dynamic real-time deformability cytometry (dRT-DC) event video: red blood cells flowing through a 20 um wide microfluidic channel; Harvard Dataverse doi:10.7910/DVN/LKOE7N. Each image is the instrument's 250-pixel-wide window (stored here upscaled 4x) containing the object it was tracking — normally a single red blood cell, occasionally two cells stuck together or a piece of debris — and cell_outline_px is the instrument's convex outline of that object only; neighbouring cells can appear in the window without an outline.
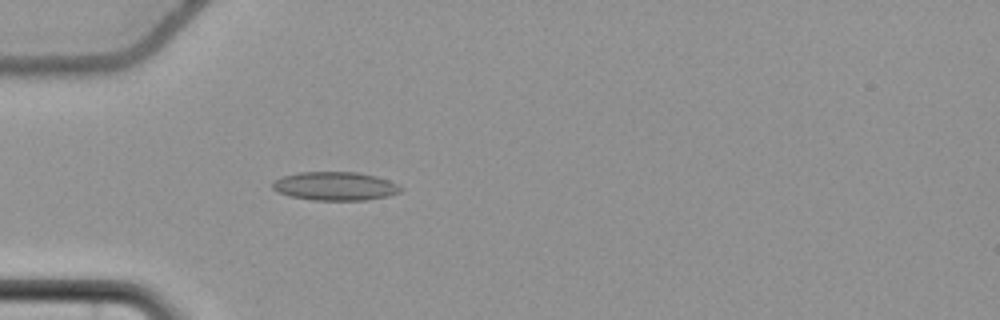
{"species": "common noctule bat (a hibernating species)", "species_latin": "Nyctalus noctula", "temperature_condition": "cold", "stored_images_in_passage": 57, "camera_frame_rate_fps": 3000, "um_per_image_px": 0.085, "animal": {"sex": "female", "body_mass_g": 22.7, "forearm_length_mm": 54.2}, "frame": {"image": 1, "passage_image": 18, "time_ms": 5.667, "image_size_px": [1000, 320], "cell_outline_px": [[404, 188], [400, 192], [388, 196], [368, 200], [312, 200], [288, 196], [276, 192], [272, 188], [272, 184], [276, 180], [284, 176], [300, 172], [356, 172], [376, 176], [388, 180]], "centroid_in_image_um": [28.48, 15.83], "position_along_channel_um": 56.5, "area_um2": 21.39}}
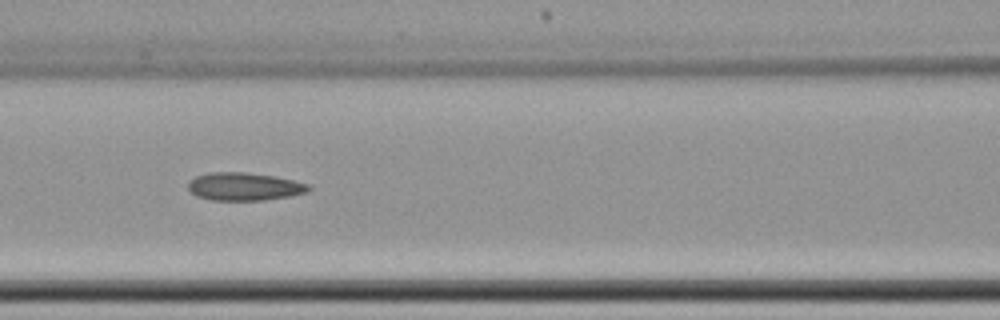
{"frame": {"image": 2, "passage_image": 26, "time_ms": 8.333, "image_size_px": [1000, 320], "cell_outline_px": [[312, 188], [308, 192], [288, 196], [264, 200], [212, 200], [196, 196], [188, 188], [188, 180], [196, 176], [208, 172], [244, 172], [272, 176], [292, 180], [308, 184]], "centroid_in_image_um": [20.73, 15.85], "position_along_channel_um": 145.9, "area_um2": 19.54}}
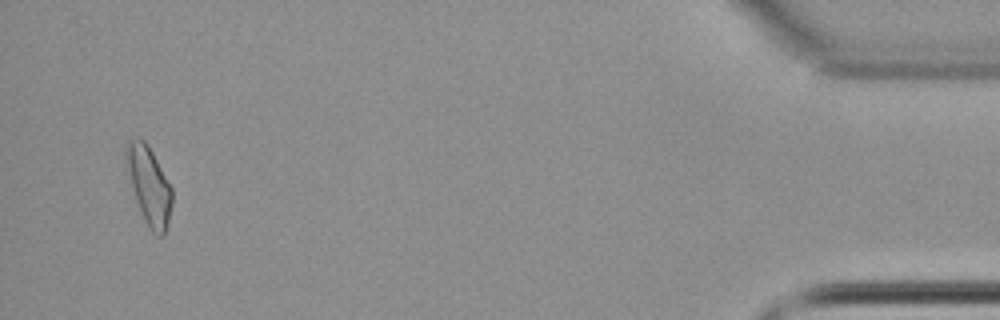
{"frame": {"image": 3, "passage_image": 55, "time_ms": 18.0, "image_size_px": [1000, 320], "cell_outline_px": [[172, 204], [168, 224], [164, 236], [156, 236], [148, 228], [140, 212], [136, 200], [124, 152], [124, 148], [128, 140], [144, 140], [148, 144], [172, 188]], "centroid_in_image_um": [12.69, 15.82], "position_along_channel_um": 422.5, "area_um2": 20.58}, "authors_computed_cell_mechanics": {"area_um2": 19.652, "velocity_mm_per_s": 3.6893, "shape_relaxation_time_tau1_ms": null, "shape_relaxation_time_tau2_ms": 3.7217, "deformation_change_tau1": null, "deformation_change_tau2": 0.1178}}